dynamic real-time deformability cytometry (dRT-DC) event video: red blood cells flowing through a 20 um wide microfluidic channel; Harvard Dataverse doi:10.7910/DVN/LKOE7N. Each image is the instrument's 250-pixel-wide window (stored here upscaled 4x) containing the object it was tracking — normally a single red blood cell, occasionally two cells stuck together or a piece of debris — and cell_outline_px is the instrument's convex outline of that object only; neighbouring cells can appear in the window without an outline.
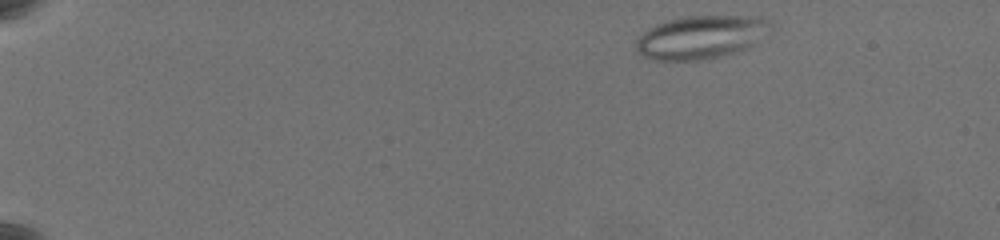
{"species": "common noctule bat (a hibernating species)", "species_latin": "Nyctalus noctula", "temperature_condition": "warm", "stored_images_in_passage": 53, "camera_frame_rate_fps": 3000, "um_per_image_px": 0.085, "animal": {"sex": "female", "body_mass_g": 19.5, "forearm_length_mm": 54.1}, "frame": {"image": 1, "passage_image": 2, "time_ms": 0.333, "image_size_px": [1000, 240], "cell_outline_px": [[772, 24], [748, 48], [720, 56], [696, 60], [652, 60], [636, 52], [636, 40], [648, 28], [656, 24], [668, 20], [684, 16], [760, 16], [772, 20]], "centroid_in_image_um": [59.53, 3.14], "position_along_channel_um": 25.5, "area_um2": 33.58}}
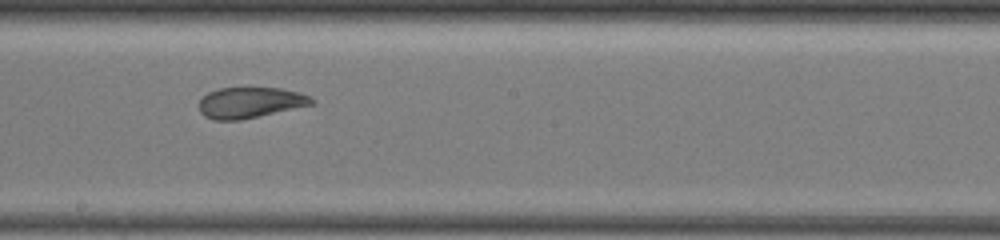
{"frame": {"image": 2, "passage_image": 30, "time_ms": 9.667, "image_size_px": [1000, 240], "cell_outline_px": [[316, 104], [240, 120], [212, 120], [204, 116], [200, 112], [200, 100], [208, 92], [220, 88], [280, 88], [300, 92], [316, 100]], "centroid_in_image_um": [21.29, 8.72], "position_along_channel_um": 226.9, "area_um2": 20.29}}
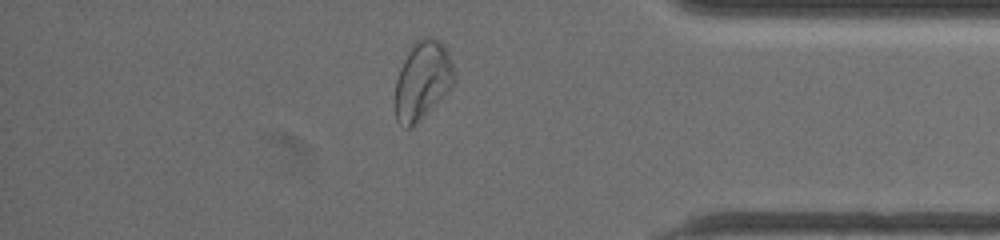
{"frame": {"image": 3, "passage_image": 46, "time_ms": 15.0, "image_size_px": [1000, 240], "cell_outline_px": [[456, 76], [452, 84], [416, 124], [412, 128], [404, 128], [396, 120], [396, 80], [400, 68], [408, 52], [416, 40], [420, 36], [432, 36], [440, 40], [448, 52]], "centroid_in_image_um": [35.9, 6.79], "position_along_channel_um": 399.3, "area_um2": 26.53}, "authors_computed_cell_mechanics": {"area_um2": 26.5302, "velocity_mm_per_s": 3.5546, "shape_relaxation_time_tau1_ms": null, "shape_relaxation_time_tau2_ms": 1.645, "deformation_change_tau1": null, "deformation_change_tau2": 0.0816}}